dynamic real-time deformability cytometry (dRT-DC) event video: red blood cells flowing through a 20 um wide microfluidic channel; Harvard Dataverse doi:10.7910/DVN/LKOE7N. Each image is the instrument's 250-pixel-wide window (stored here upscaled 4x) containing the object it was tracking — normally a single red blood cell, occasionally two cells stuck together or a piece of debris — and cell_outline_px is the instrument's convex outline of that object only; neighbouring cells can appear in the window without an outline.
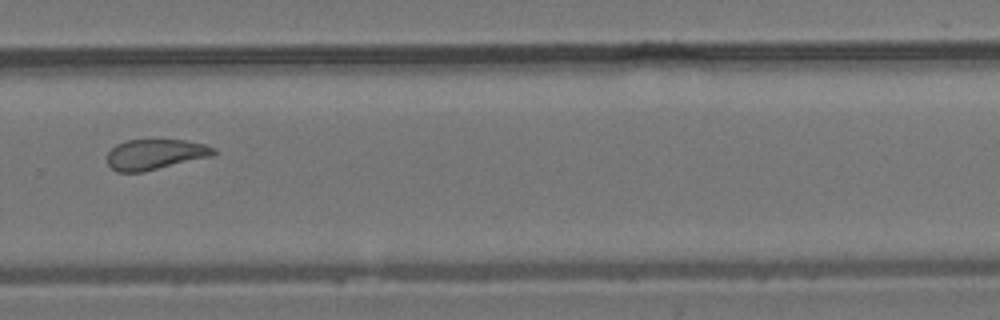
{"species": "common noctule bat (a hibernating species)", "species_latin": "Nyctalus noctula", "temperature_condition": "room temperature", "stored_images_in_passage": 12, "camera_frame_rate_fps": 3000, "um_per_image_px": 0.085, "animal": {"sex": "male", "body_mass_g": 19.2, "forearm_length_mm": 51.8}, "frame": {"image": 1, "passage_image": 8, "time_ms": 9.667, "image_size_px": [1000, 320], "cell_outline_px": [[216, 152], [212, 156], [144, 172], [116, 172], [108, 164], [108, 152], [116, 144], [128, 140], [188, 140], [204, 144], [216, 148]], "centroid_in_image_um": [13.2, 13.12], "position_along_channel_um": 316.6, "area_um2": 18.9}}
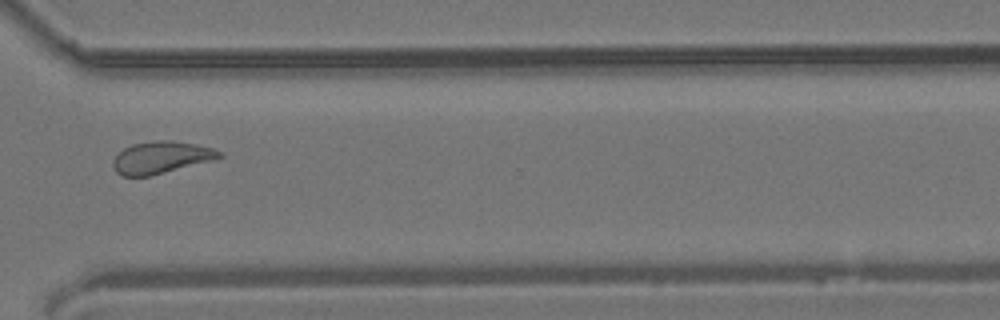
{"frame": {"image": 2, "passage_image": 9, "time_ms": 10.667, "image_size_px": [1000, 320], "cell_outline_px": [[224, 156], [212, 160], [152, 176], [120, 176], [112, 168], [112, 160], [124, 148], [132, 144], [152, 140], [172, 140], [196, 144], [212, 148], [224, 152]], "centroid_in_image_um": [13.68, 13.38], "position_along_channel_um": 356.9, "area_um2": 20.11}}
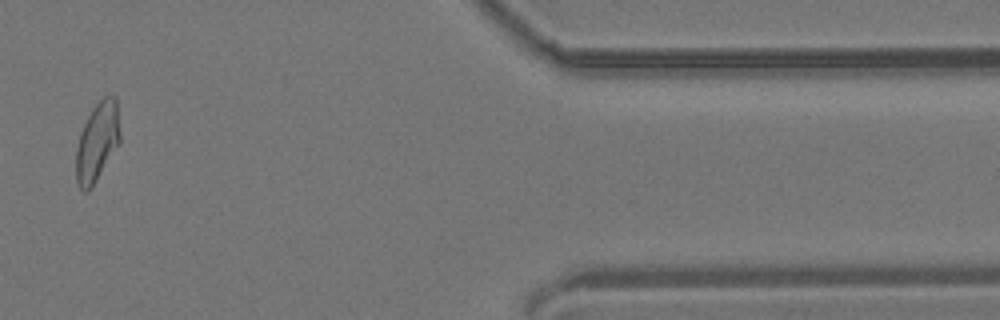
{"frame": {"image": 3, "passage_image": 11, "time_ms": 13.0, "image_size_px": [1000, 320], "cell_outline_px": [[120, 144], [88, 192], [84, 192], [80, 188], [76, 180], [76, 148], [80, 132], [92, 108], [104, 96], [116, 96], [120, 132]], "centroid_in_image_um": [8.27, 12.06], "position_along_channel_um": 403.1, "area_um2": 20.29}}